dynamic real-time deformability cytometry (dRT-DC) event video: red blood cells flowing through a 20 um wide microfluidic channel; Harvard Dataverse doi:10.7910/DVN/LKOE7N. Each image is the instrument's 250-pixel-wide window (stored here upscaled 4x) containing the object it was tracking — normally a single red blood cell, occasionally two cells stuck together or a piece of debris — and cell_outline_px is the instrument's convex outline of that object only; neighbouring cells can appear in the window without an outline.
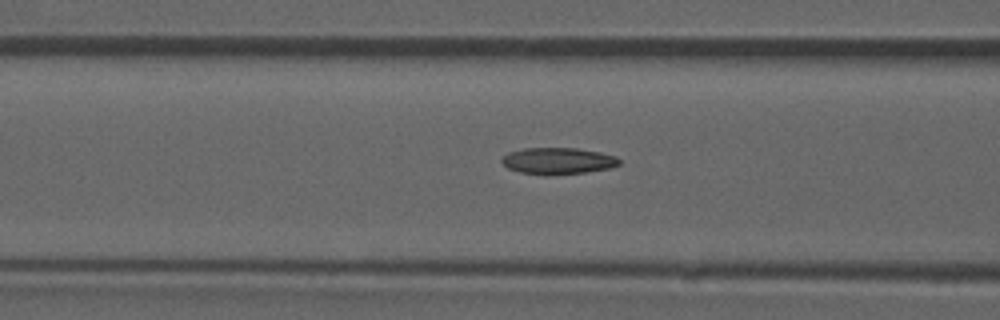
{"species": "common noctule bat (a hibernating species)", "species_latin": "Nyctalus noctula", "temperature_condition": "room temperature", "stored_images_in_passage": 48, "camera_frame_rate_fps": 3000, "um_per_image_px": 0.085, "animal": {"sex": "male", "forearm_length_mm": 52.5}, "frame": {"image": 1, "passage_image": 21, "time_ms": 6.667, "image_size_px": [1000, 320], "cell_outline_px": [[620, 164], [608, 168], [584, 172], [520, 172], [508, 168], [500, 160], [508, 152], [524, 148], [576, 148], [600, 152], [616, 156], [620, 160]], "centroid_in_image_um": [47.44, 13.62], "position_along_channel_um": 119.2, "area_um2": 17.28}, "authors_computed_cell_mechanics": {"area_um2": 18.2359, "velocity_mm_per_s": 3.8773, "shape_relaxation_time_tau1_ms": null, "shape_relaxation_time_tau2_ms": 2.7141, "deformation_change_tau1": null, "deformation_change_tau2": 0.0987}}